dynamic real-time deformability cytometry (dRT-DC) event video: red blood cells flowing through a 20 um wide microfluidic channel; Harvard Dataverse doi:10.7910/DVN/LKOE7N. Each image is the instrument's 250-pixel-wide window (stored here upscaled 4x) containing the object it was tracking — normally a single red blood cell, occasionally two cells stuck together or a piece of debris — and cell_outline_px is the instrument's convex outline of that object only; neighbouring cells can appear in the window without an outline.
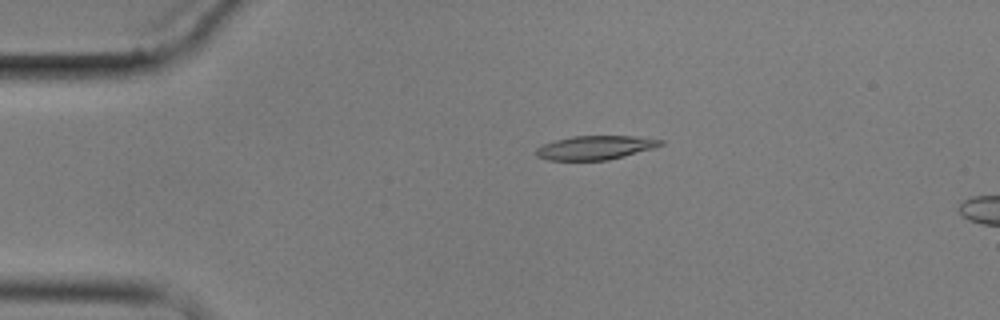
{"species": "common noctule bat (a hibernating species)", "species_latin": "Nyctalus noctula", "temperature_condition": "cold", "stored_images_in_passage": 6, "camera_frame_rate_fps": 3000, "um_per_image_px": 0.085, "animal": {"sex": "male", "body_mass_g": 17.9}, "frame": {"image": 1, "passage_image": 4, "time_ms": 3.333, "image_size_px": [1000, 320], "cell_outline_px": [[664, 144], [652, 148], [624, 156], [608, 160], [548, 160], [536, 156], [536, 148], [544, 144], [556, 140], [572, 136], [636, 136], [664, 140]], "centroid_in_image_um": [50.6, 12.54], "position_along_channel_um": 34.4, "area_um2": 17.22}}